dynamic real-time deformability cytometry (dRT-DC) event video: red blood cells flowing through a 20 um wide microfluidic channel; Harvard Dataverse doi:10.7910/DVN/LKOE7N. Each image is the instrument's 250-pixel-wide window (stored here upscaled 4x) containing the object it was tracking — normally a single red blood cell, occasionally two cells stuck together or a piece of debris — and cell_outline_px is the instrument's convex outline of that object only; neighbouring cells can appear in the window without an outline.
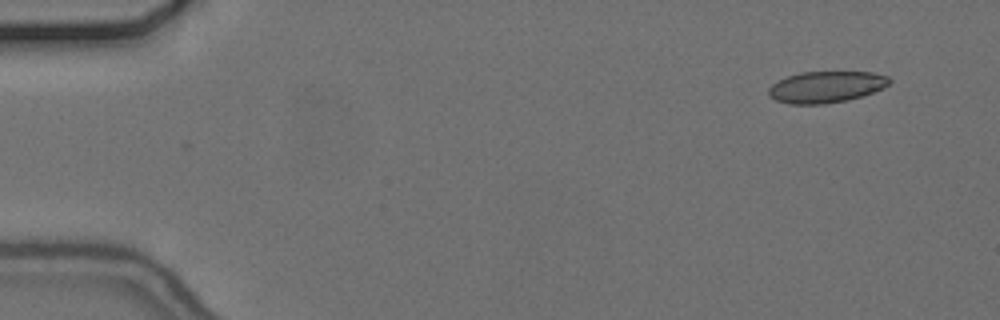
{"species": "common noctule bat (a hibernating species)", "species_latin": "Nyctalus noctula", "temperature_condition": "cold", "stored_images_in_passage": 52, "camera_frame_rate_fps": 3000, "um_per_image_px": 0.085, "animal": {"sex": "female", "body_mass_g": 24.6, "forearm_length_mm": 56.2}, "frame": {"image": 1, "passage_image": 1, "time_ms": 0.0, "image_size_px": [1000, 320], "cell_outline_px": [[892, 80], [884, 88], [848, 100], [824, 104], [788, 104], [776, 100], [768, 96], [768, 88], [772, 84], [788, 76], [800, 72], [872, 72], [888, 76]], "centroid_in_image_um": [70.21, 7.39], "position_along_channel_um": 14.8, "area_um2": 22.14}}
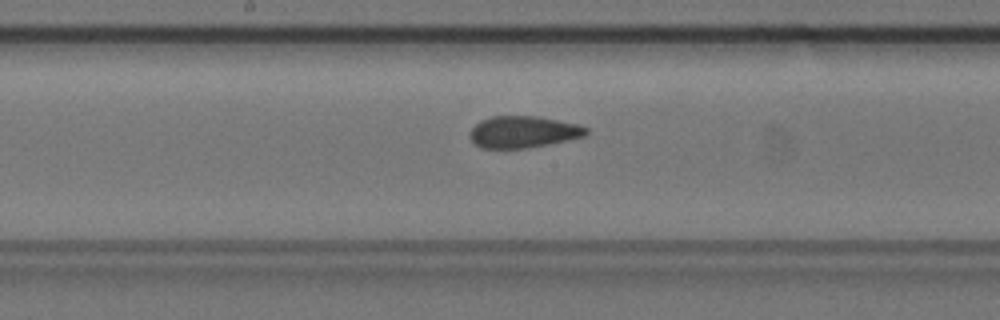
{"frame": {"image": 2, "passage_image": 26, "time_ms": 8.333, "image_size_px": [1000, 320], "cell_outline_px": [[588, 132], [584, 136], [568, 140], [528, 148], [480, 148], [468, 136], [468, 132], [480, 120], [492, 116], [536, 116], [580, 124], [588, 128]], "centroid_in_image_um": [44.46, 11.21], "position_along_channel_um": 203.7, "area_um2": 21.62}}
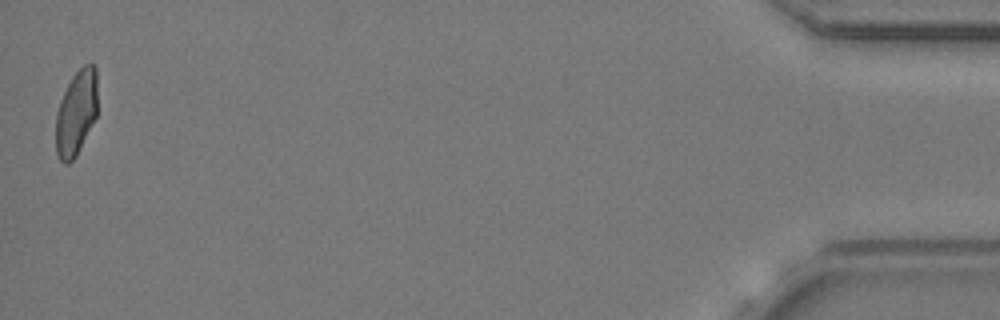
{"frame": {"image": 3, "passage_image": 52, "time_ms": 17.0, "image_size_px": [1000, 320], "cell_outline_px": [[96, 116], [76, 156], [68, 164], [64, 164], [60, 160], [56, 152], [56, 112], [60, 100], [72, 76], [84, 64], [92, 64], [96, 68]], "centroid_in_image_um": [6.46, 9.6], "position_along_channel_um": 428.7, "area_um2": 20.46}, "authors_computed_cell_mechanics": {"area_um2": 22.1085, "velocity_mm_per_s": 3.6818, "shape_relaxation_time_tau1_ms": null, "shape_relaxation_time_tau2_ms": 1.3709, "deformation_change_tau1": null, "deformation_change_tau2": 0.0704}}